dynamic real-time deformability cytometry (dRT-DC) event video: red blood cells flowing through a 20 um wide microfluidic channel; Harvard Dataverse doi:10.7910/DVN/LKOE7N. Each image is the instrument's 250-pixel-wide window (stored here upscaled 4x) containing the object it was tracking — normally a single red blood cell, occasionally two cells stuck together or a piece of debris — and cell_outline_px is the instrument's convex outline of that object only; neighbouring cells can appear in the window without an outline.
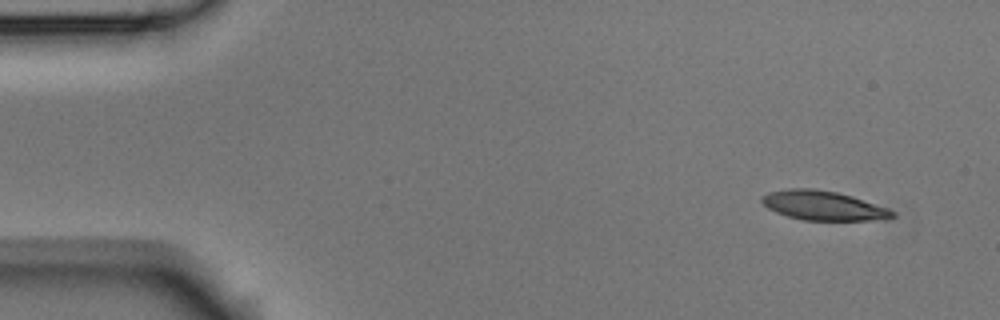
{"species": "Egyptian fruit bat (a non-hibernating species)", "species_latin": "Rousettus aegyptiacus", "temperature_condition": "room temperature", "stored_images_in_passage": 2, "camera_frame_rate_fps": 3000, "um_per_image_px": 0.085, "animal": {"sex": "male"}, "frame": {"image": 1, "passage_image": 1, "time_ms": 0.0, "image_size_px": [1000, 320], "cell_outline_px": [[896, 216], [888, 220], [804, 220], [788, 216], [776, 212], [768, 208], [760, 200], [760, 196], [768, 192], [788, 188], [816, 188], [836, 192], [852, 196], [888, 208], [896, 212]], "centroid_in_image_um": [70.0, 17.47], "position_along_channel_um": 15.0, "area_um2": 22.54}}